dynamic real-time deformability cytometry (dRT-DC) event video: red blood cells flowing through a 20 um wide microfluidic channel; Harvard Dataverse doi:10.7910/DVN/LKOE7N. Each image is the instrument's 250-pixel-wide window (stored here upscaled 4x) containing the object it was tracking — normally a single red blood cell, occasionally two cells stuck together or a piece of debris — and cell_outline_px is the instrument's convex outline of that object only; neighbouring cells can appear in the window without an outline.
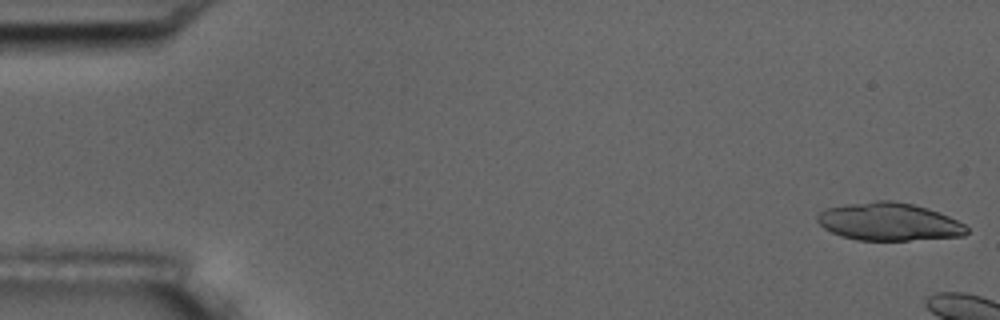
{"species": "common noctule bat (a hibernating species)", "species_latin": "Nyctalus noctula", "temperature_condition": "room temperature", "stored_images_in_passage": 3, "camera_frame_rate_fps": 3000, "um_per_image_px": 0.085, "animal": {"sex": "male", "body_mass_g": 17.5, "forearm_length_mm": 52.3}, "frame": {"image": 1, "passage_image": 1, "time_ms": 0.0, "image_size_px": [1000, 320], "cell_outline_px": [[968, 232], [964, 236], [908, 240], [856, 240], [840, 236], [824, 228], [816, 220], [816, 216], [820, 212], [828, 208], [848, 204], [876, 200], [892, 200], [912, 204], [928, 208], [948, 216], [964, 224], [968, 228]], "centroid_in_image_um": [75.56, 18.85], "position_along_channel_um": 9.4, "area_um2": 32.83}}